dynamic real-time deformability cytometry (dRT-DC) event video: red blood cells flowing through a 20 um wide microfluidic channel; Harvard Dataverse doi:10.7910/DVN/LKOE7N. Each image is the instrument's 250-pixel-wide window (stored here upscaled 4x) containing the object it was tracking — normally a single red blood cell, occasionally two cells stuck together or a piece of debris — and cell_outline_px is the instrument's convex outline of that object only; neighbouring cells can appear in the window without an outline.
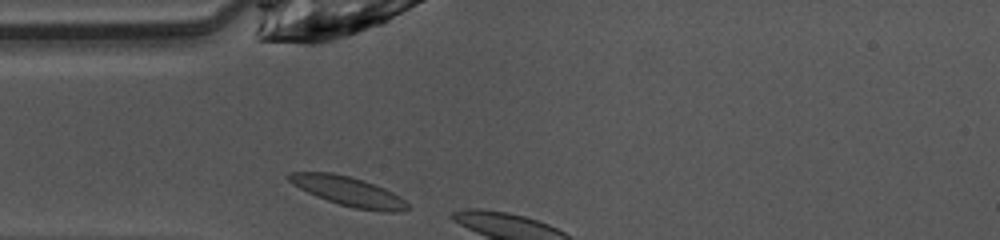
{"species": "common noctule bat (a hibernating species)", "species_latin": "Nyctalus noctula", "temperature_condition": "warm", "stored_images_in_passage": 3, "camera_frame_rate_fps": 3000, "um_per_image_px": 0.085, "animal": {"sex": "female", "body_mass_g": 10.0, "forearm_length_mm": 53.1}, "frame": {"image": 1, "passage_image": 1, "time_ms": 0.0, "image_size_px": [1000, 240], "cell_outline_px": [[408, 208], [392, 212], [384, 212], [356, 208], [340, 204], [316, 196], [292, 184], [284, 176], [288, 172], [332, 172], [364, 180], [384, 188], [400, 196], [408, 204]], "centroid_in_image_um": [29.56, 16.24], "position_along_channel_um": 55.4, "area_um2": 20.11}}